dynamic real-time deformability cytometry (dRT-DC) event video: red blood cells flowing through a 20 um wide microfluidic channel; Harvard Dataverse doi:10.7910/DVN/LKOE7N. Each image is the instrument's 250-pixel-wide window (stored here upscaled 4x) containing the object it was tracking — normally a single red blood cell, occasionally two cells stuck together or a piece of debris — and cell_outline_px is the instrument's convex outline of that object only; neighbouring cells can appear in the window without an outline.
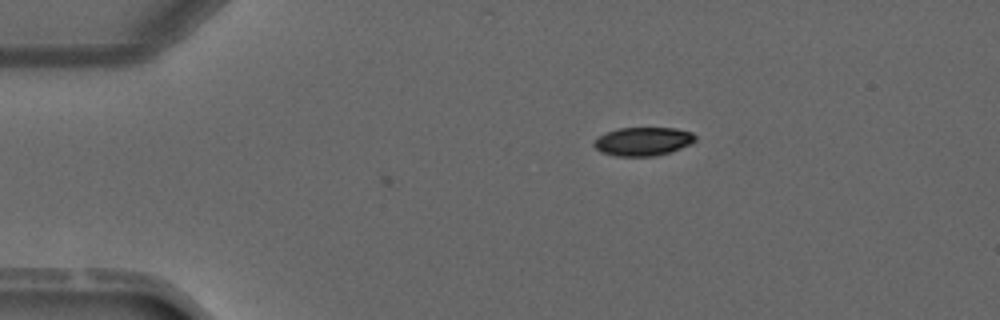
{"species": "common noctule bat (a hibernating species)", "species_latin": "Nyctalus noctula", "temperature_condition": "warm", "stored_images_in_passage": 2, "camera_frame_rate_fps": 3000, "um_per_image_px": 0.085, "animal": {"sex": "male", "forearm_length_mm": 52.5}, "frame": {"image": 1, "passage_image": 1, "time_ms": 0.0, "image_size_px": [1000, 320], "cell_outline_px": [[696, 140], [692, 144], [656, 156], [616, 156], [600, 152], [592, 144], [600, 136], [616, 128], [676, 128], [692, 132], [696, 136]], "centroid_in_image_um": [54.68, 12.02], "position_along_channel_um": 30.3, "area_um2": 16.82}}